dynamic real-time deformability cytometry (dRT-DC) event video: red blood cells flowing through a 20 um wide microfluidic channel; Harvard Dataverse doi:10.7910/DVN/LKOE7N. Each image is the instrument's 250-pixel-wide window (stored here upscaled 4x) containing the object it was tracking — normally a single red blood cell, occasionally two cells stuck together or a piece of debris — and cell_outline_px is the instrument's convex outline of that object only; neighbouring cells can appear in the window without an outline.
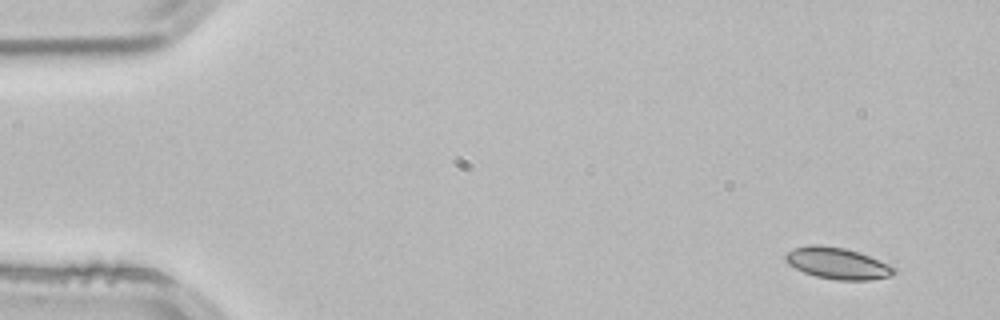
{"species": "common noctule bat (a hibernating species)", "species_latin": "Nyctalus noctula", "temperature_condition": "room temperature", "stored_images_in_passage": 3, "camera_frame_rate_fps": 3000, "um_per_image_px": 0.085, "animal": {"sex": "male", "body_mass_g": 21.5, "forearm_length_mm": 52.0}, "frame": {"image": 1, "passage_image": 1, "time_ms": 0.0, "image_size_px": [1000, 320], "cell_outline_px": [[896, 272], [892, 276], [872, 280], [836, 280], [816, 276], [804, 272], [788, 264], [784, 260], [784, 256], [788, 252], [796, 248], [812, 244], [820, 244], [844, 248], [868, 256], [888, 264], [896, 268]], "centroid_in_image_um": [71.19, 22.39], "position_along_channel_um": 13.8, "area_um2": 19.77}}
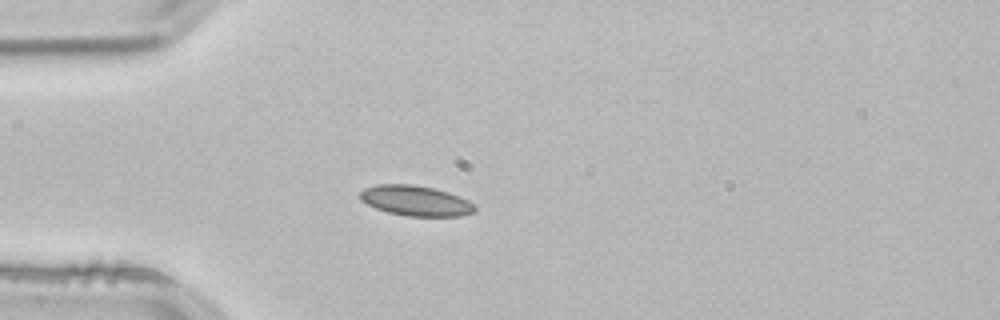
{"frame": {"image": 2, "passage_image": 3, "time_ms": 0.667, "image_size_px": [1000, 320], "cell_outline_px": [[476, 212], [460, 216], [408, 216], [388, 212], [376, 208], [360, 200], [360, 192], [364, 188], [376, 184], [412, 184], [436, 188], [448, 192], [468, 200], [476, 208]], "centroid_in_image_um": [35.33, 17.05], "position_along_channel_um": 49.7, "area_um2": 20.29}}